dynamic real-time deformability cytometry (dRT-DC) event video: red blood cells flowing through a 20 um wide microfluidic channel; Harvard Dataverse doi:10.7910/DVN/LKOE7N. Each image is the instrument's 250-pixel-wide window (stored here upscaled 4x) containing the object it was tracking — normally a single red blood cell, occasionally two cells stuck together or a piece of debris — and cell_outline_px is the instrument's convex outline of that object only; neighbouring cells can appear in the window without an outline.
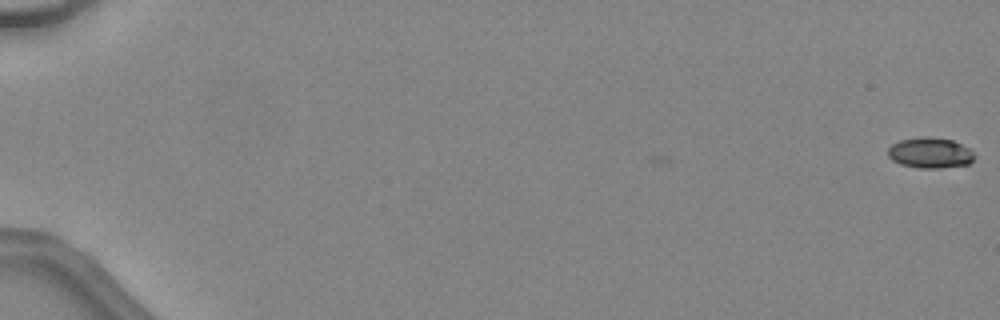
{"species": "common noctule bat (a hibernating species)", "species_latin": "Nyctalus noctula", "temperature_condition": "warm", "stored_images_in_passage": 2, "camera_frame_rate_fps": 3000, "um_per_image_px": 0.085, "animal": {"sex": "female", "body_mass_g": 24.6, "forearm_length_mm": 56.2}, "frame": {"image": 1, "passage_image": 2, "time_ms": 0.333, "image_size_px": [1000, 320], "cell_outline_px": [[976, 156], [968, 164], [940, 168], [920, 168], [900, 164], [892, 160], [888, 156], [888, 148], [892, 144], [900, 140], [920, 136], [928, 136], [952, 140], [968, 148]], "centroid_in_image_um": [79.03, 12.98], "position_along_channel_um": 6.0, "area_um2": 15.43}}